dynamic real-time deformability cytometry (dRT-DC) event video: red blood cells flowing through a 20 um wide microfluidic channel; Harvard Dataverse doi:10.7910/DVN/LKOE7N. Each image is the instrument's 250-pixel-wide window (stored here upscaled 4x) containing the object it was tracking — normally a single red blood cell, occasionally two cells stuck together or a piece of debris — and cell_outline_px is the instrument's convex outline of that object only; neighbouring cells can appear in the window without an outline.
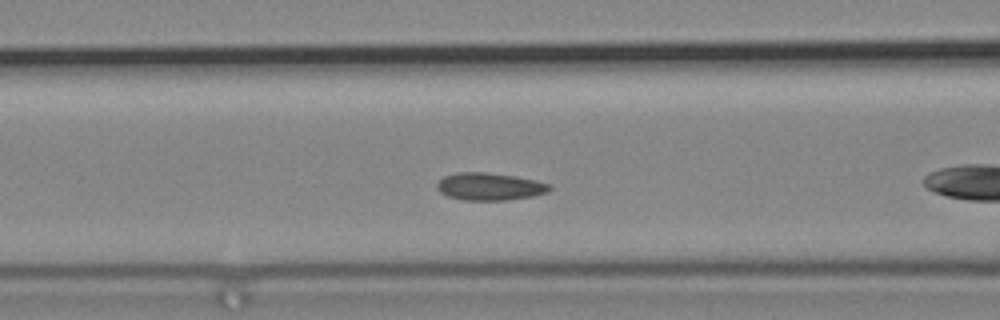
{"species": "common noctule bat (a hibernating species)", "species_latin": "Nyctalus noctula", "temperature_condition": "cold", "stored_images_in_passage": 37, "camera_frame_rate_fps": 3000, "um_per_image_px": 0.085, "animal": {"sex": "male", "body_mass_g": 19.2, "forearm_length_mm": 51.8}, "frame": {"image": 1, "passage_image": 8, "time_ms": 2.333, "image_size_px": [1000, 320], "cell_outline_px": [[552, 188], [548, 192], [532, 196], [508, 200], [464, 200], [448, 196], [440, 192], [436, 188], [436, 184], [444, 176], [456, 172], [488, 172], [516, 176], [536, 180], [548, 184]], "centroid_in_image_um": [41.61, 15.85], "position_along_channel_um": 125.0, "area_um2": 18.09}}
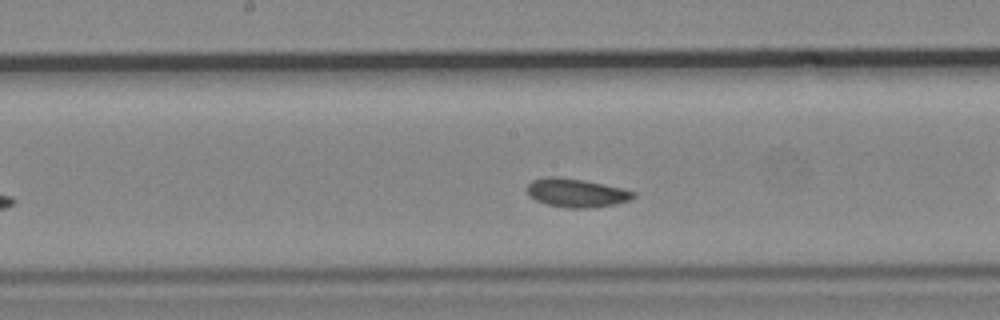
{"frame": {"image": 2, "passage_image": 14, "time_ms": 4.333, "image_size_px": [1000, 320], "cell_outline_px": [[636, 196], [628, 200], [612, 204], [592, 208], [568, 208], [548, 204], [536, 200], [528, 192], [528, 184], [532, 180], [548, 176], [556, 176], [584, 180], [620, 188], [636, 192]], "centroid_in_image_um": [48.98, 16.38], "position_along_channel_um": 199.2, "area_um2": 17.4}}
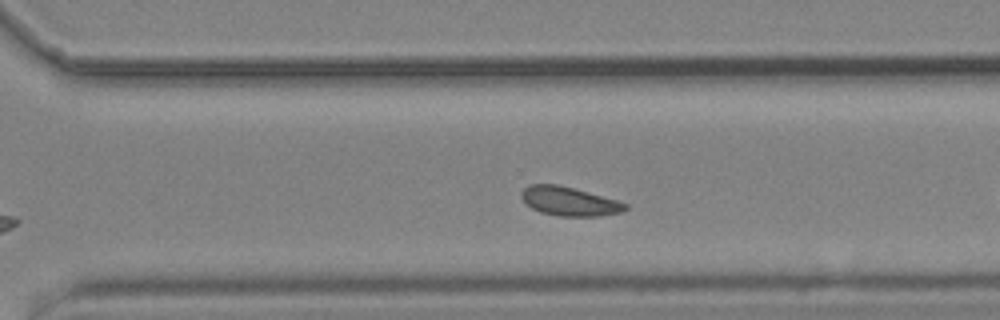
{"frame": {"image": 3, "passage_image": 24, "time_ms": 7.667, "image_size_px": [1000, 320], "cell_outline_px": [[628, 208], [620, 212], [596, 216], [556, 216], [540, 212], [524, 204], [520, 196], [520, 192], [528, 184], [556, 184], [588, 192], [616, 200], [628, 204]], "centroid_in_image_um": [48.31, 17.11], "position_along_channel_um": 322.3, "area_um2": 17.51}}